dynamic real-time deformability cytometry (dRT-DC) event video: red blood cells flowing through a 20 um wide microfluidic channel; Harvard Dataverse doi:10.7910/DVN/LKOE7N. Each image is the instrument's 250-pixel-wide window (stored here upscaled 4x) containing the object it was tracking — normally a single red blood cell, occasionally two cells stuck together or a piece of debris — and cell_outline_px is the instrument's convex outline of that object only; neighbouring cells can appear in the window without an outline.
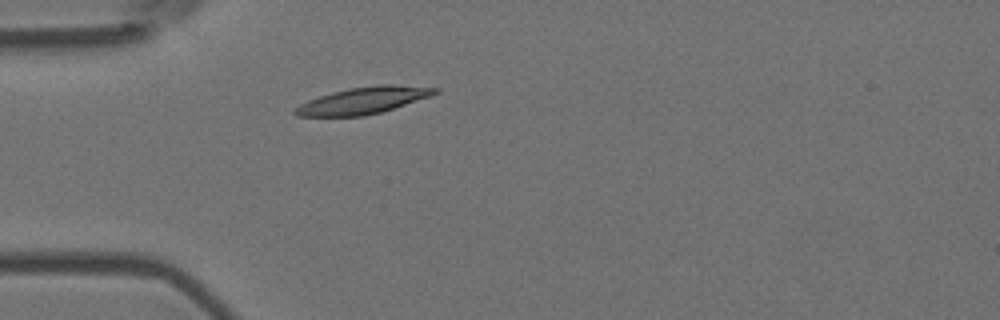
{"species": "Egyptian fruit bat (a non-hibernating species)", "species_latin": "Rousettus aegyptiacus", "temperature_condition": "room temperature", "stored_images_in_passage": 1, "camera_frame_rate_fps": 3000, "um_per_image_px": 0.085, "animal": {"sex": "female"}, "frame": {"image": 1, "passage_image": 1, "time_ms": 0.0, "image_size_px": [1000, 320], "cell_outline_px": [[440, 92], [432, 96], [380, 112], [364, 116], [296, 116], [292, 112], [300, 104], [308, 100], [332, 92], [348, 88], [380, 84], [392, 84], [440, 88]], "centroid_in_image_um": [30.91, 8.53], "position_along_channel_um": 54.1, "area_um2": 21.79}}